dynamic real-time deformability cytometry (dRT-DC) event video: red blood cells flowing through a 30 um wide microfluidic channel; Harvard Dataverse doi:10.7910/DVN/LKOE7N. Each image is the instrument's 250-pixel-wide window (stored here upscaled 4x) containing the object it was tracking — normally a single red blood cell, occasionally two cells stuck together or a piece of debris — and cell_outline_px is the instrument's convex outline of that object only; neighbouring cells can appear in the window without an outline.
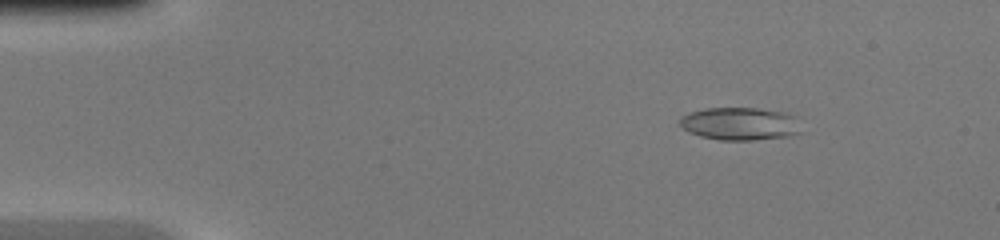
{"species": "common noctule bat (a hibernating species)", "species_latin": "Nyctalus noctula", "temperature_condition": "warm", "stored_images_in_passage": 47, "camera_frame_rate_fps": 3000, "um_per_image_px": 0.085, "animal": {"sex": "female", "body_mass_g": 20.0, "forearm_length_mm": 54.0}, "frame": {"image": 1, "passage_image": 7, "time_ms": 2.0, "image_size_px": [1000, 240], "cell_outline_px": [[800, 132], [788, 136], [752, 140], [720, 140], [700, 136], [688, 132], [680, 124], [680, 116], [688, 112], [704, 108], [756, 108], [784, 112], [792, 116]], "centroid_in_image_um": [62.8, 10.51], "position_along_channel_um": 22.2, "area_um2": 22.95}}
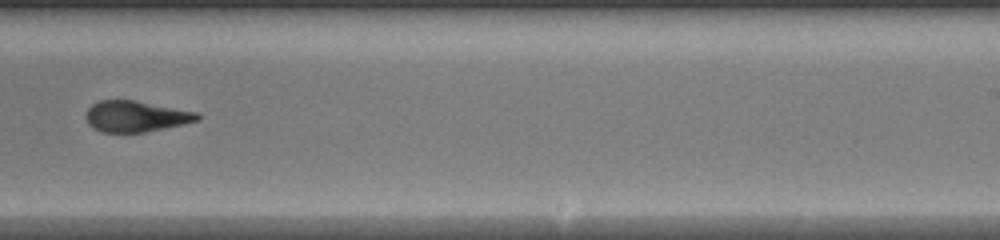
{"frame": {"image": 2, "passage_image": 30, "time_ms": 9.667, "image_size_px": [1000, 240], "cell_outline_px": [[200, 120], [164, 128], [144, 132], [100, 132], [92, 128], [88, 124], [84, 116], [88, 108], [92, 104], [100, 100], [136, 100], [196, 112], [200, 116]], "centroid_in_image_um": [11.49, 9.89], "position_along_channel_um": 277.5, "area_um2": 20.17}}
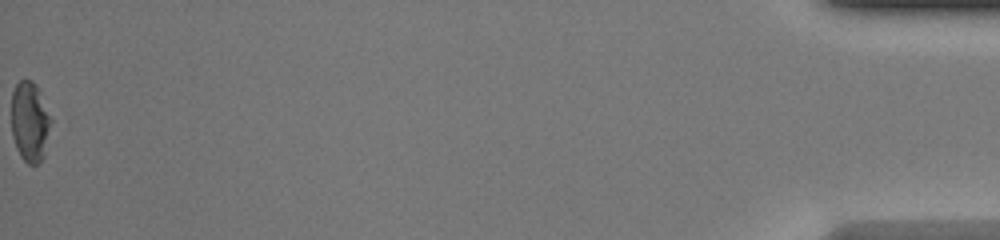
{"frame": {"image": 3, "passage_image": 47, "time_ms": 15.333, "image_size_px": [1000, 240], "cell_outline_px": [[52, 120], [44, 156], [36, 164], [28, 164], [20, 156], [16, 148], [12, 136], [12, 92], [16, 84], [20, 80], [32, 80], [36, 84]], "centroid_in_image_um": [2.54, 10.35], "position_along_channel_um": 432.7, "area_um2": 18.44}}